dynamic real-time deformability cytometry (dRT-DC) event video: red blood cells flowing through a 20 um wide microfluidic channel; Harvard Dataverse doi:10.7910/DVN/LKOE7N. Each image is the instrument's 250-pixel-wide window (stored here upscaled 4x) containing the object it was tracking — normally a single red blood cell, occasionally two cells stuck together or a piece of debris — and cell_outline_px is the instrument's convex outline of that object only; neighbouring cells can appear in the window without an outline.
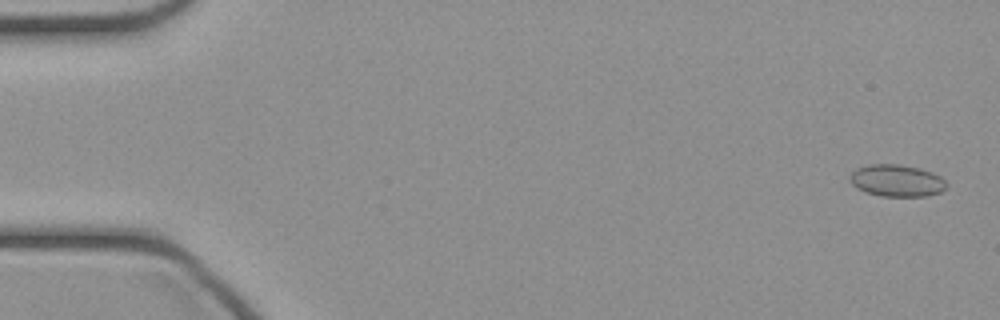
{"species": "common noctule bat (a hibernating species)", "species_latin": "Nyctalus noctula", "temperature_condition": "cold", "stored_images_in_passage": 48, "camera_frame_rate_fps": 3000, "um_per_image_px": 0.085, "animal": {"sex": "female", "body_mass_g": 21.9}, "frame": {"image": 1, "passage_image": 2, "time_ms": 0.333, "image_size_px": [1000, 320], "cell_outline_px": [[948, 184], [940, 192], [928, 196], [880, 196], [864, 192], [856, 188], [848, 180], [848, 176], [856, 168], [868, 164], [900, 164], [920, 168], [932, 172], [940, 176]], "centroid_in_image_um": [76.18, 15.35], "position_along_channel_um": 8.8, "area_um2": 18.26}}
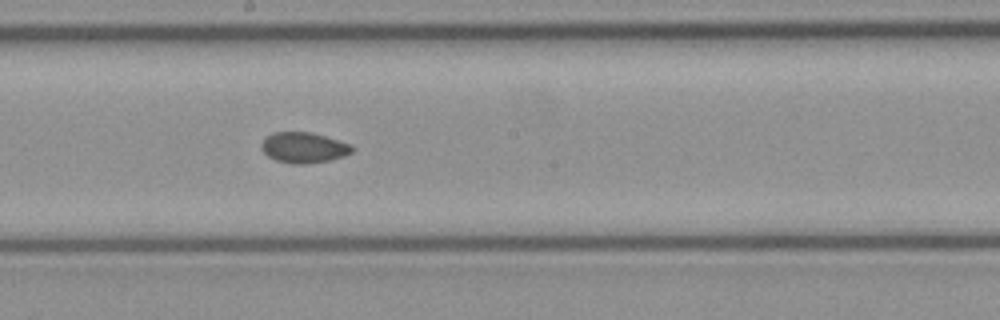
{"frame": {"image": 2, "passage_image": 26, "time_ms": 8.333, "image_size_px": [1000, 320], "cell_outline_px": [[356, 148], [352, 152], [344, 156], [332, 160], [304, 164], [292, 164], [276, 160], [268, 156], [260, 148], [260, 144], [272, 132], [312, 132], [352, 144]], "centroid_in_image_um": [25.85, 12.55], "position_along_channel_um": 222.3, "area_um2": 16.36}}
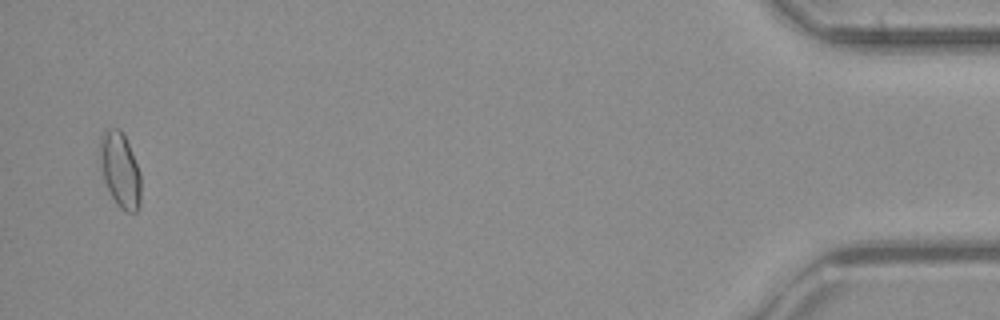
{"frame": {"image": 3, "passage_image": 46, "time_ms": 15.0, "image_size_px": [1000, 320], "cell_outline_px": [[140, 208], [136, 212], [124, 212], [116, 204], [104, 180], [100, 168], [100, 136], [108, 128], [120, 128], [128, 144], [140, 172]], "centroid_in_image_um": [10.21, 14.47], "position_along_channel_um": 425.0, "area_um2": 17.86}}